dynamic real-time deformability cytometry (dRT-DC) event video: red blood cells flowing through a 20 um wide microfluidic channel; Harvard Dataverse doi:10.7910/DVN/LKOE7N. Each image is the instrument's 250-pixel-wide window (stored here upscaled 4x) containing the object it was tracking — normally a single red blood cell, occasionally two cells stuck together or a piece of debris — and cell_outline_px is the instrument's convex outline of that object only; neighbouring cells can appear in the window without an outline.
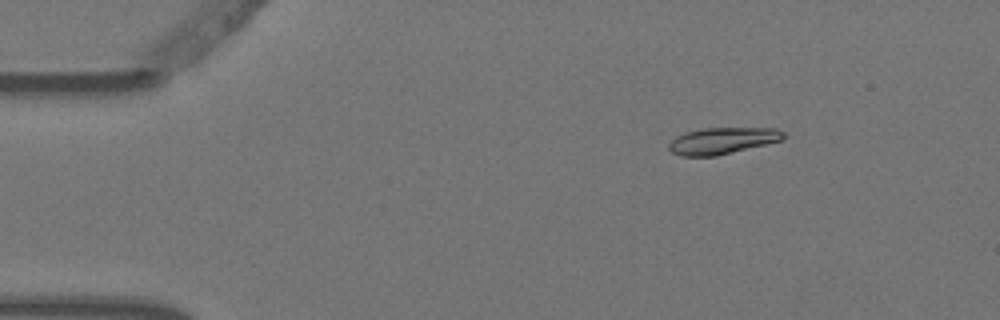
{"species": "Egyptian fruit bat (a non-hibernating species)", "species_latin": "Rousettus aegyptiacus", "temperature_condition": "warm", "stored_images_in_passage": 4, "camera_frame_rate_fps": 3000, "um_per_image_px": 0.085, "animal": {"sex": "female"}, "frame": {"image": 1, "passage_image": 2, "time_ms": 0.333, "image_size_px": [1000, 320], "cell_outline_px": [[784, 140], [716, 156], [680, 156], [672, 152], [668, 148], [668, 144], [676, 136], [684, 132], [704, 128], [776, 128], [784, 132]], "centroid_in_image_um": [61.4, 11.96], "position_along_channel_um": 23.6, "area_um2": 17.8}}